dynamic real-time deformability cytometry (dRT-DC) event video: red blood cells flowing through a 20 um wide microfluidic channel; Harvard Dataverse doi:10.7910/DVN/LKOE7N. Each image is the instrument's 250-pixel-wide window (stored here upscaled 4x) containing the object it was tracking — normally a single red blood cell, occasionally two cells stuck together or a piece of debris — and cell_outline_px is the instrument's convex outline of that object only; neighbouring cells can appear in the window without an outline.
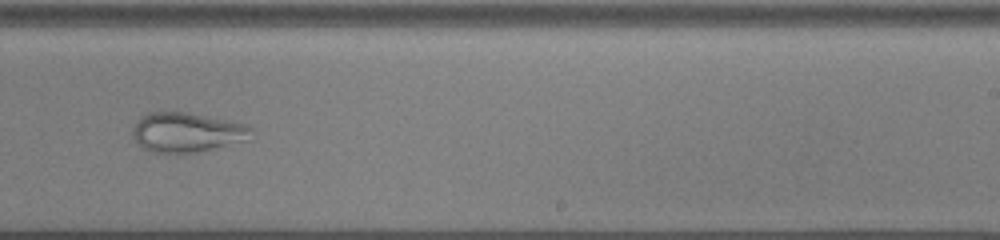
{"species": "common noctule bat (a hibernating species)", "species_latin": "Nyctalus noctula", "temperature_condition": "cold", "stored_images_in_passage": 46, "camera_frame_rate_fps": 3000, "um_per_image_px": 0.085, "animal": {"sex": "male", "body_mass_g": 13.0, "forearm_length_mm": 53.1}, "frame": {"image": 1, "passage_image": 26, "time_ms": 8.333, "image_size_px": [1000, 240], "cell_outline_px": [[252, 128], [248, 140], [196, 152], [152, 152], [136, 144], [132, 132], [132, 128], [136, 120], [148, 112], [184, 112], [228, 120], [244, 124]], "centroid_in_image_um": [15.83, 11.24], "position_along_channel_um": 273.2, "area_um2": 27.11}}
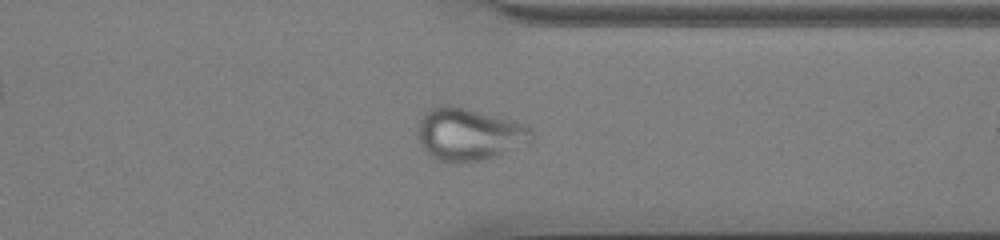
{"frame": {"image": 2, "passage_image": 34, "time_ms": 11.0, "image_size_px": [1000, 240], "cell_outline_px": [[536, 140], [532, 144], [484, 160], [460, 164], [452, 164], [440, 160], [432, 156], [420, 144], [416, 136], [416, 124], [424, 112], [432, 108], [444, 104], [448, 104], [528, 124], [536, 136]], "centroid_in_image_um": [39.91, 11.44], "position_along_channel_um": 371.5, "area_um2": 35.84}}
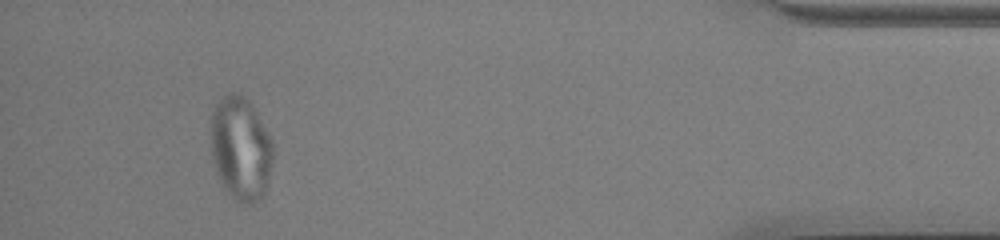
{"frame": {"image": 3, "passage_image": 42, "time_ms": 13.667, "image_size_px": [1000, 240], "cell_outline_px": [[272, 164], [268, 180], [264, 192], [260, 200], [252, 204], [244, 204], [236, 200], [224, 188], [216, 176], [212, 160], [212, 112], [216, 104], [224, 96], [232, 92], [240, 92], [252, 104], [268, 132], [272, 140]], "centroid_in_image_um": [20.46, 12.63], "position_along_channel_um": 414.7, "area_um2": 37.63}}